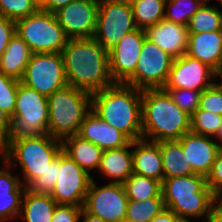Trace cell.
I'll return each instance as SVG.
<instances>
[{
	"label": "cell",
	"mask_w": 222,
	"mask_h": 222,
	"mask_svg": "<svg viewBox=\"0 0 222 222\" xmlns=\"http://www.w3.org/2000/svg\"><path fill=\"white\" fill-rule=\"evenodd\" d=\"M61 53L68 85L93 94L115 83L108 51L93 37L68 39Z\"/></svg>",
	"instance_id": "cell-1"
},
{
	"label": "cell",
	"mask_w": 222,
	"mask_h": 222,
	"mask_svg": "<svg viewBox=\"0 0 222 222\" xmlns=\"http://www.w3.org/2000/svg\"><path fill=\"white\" fill-rule=\"evenodd\" d=\"M142 90L114 83L92 94V111L131 141L142 139Z\"/></svg>",
	"instance_id": "cell-2"
},
{
	"label": "cell",
	"mask_w": 222,
	"mask_h": 222,
	"mask_svg": "<svg viewBox=\"0 0 222 222\" xmlns=\"http://www.w3.org/2000/svg\"><path fill=\"white\" fill-rule=\"evenodd\" d=\"M141 108L143 139L156 142L179 140L190 132L191 115L177 107L162 88L142 90Z\"/></svg>",
	"instance_id": "cell-3"
},
{
	"label": "cell",
	"mask_w": 222,
	"mask_h": 222,
	"mask_svg": "<svg viewBox=\"0 0 222 222\" xmlns=\"http://www.w3.org/2000/svg\"><path fill=\"white\" fill-rule=\"evenodd\" d=\"M161 194L165 208L179 218L205 216L207 222L217 198L206 185V177L200 174L162 180Z\"/></svg>",
	"instance_id": "cell-4"
},
{
	"label": "cell",
	"mask_w": 222,
	"mask_h": 222,
	"mask_svg": "<svg viewBox=\"0 0 222 222\" xmlns=\"http://www.w3.org/2000/svg\"><path fill=\"white\" fill-rule=\"evenodd\" d=\"M3 145L2 160L11 169L16 168L14 163H19L24 178L21 182L25 187L41 177L63 150L62 142L48 134L36 138L3 140Z\"/></svg>",
	"instance_id": "cell-5"
},
{
	"label": "cell",
	"mask_w": 222,
	"mask_h": 222,
	"mask_svg": "<svg viewBox=\"0 0 222 222\" xmlns=\"http://www.w3.org/2000/svg\"><path fill=\"white\" fill-rule=\"evenodd\" d=\"M47 134L63 142L77 135L85 116L92 110V94L67 85L48 97Z\"/></svg>",
	"instance_id": "cell-6"
},
{
	"label": "cell",
	"mask_w": 222,
	"mask_h": 222,
	"mask_svg": "<svg viewBox=\"0 0 222 222\" xmlns=\"http://www.w3.org/2000/svg\"><path fill=\"white\" fill-rule=\"evenodd\" d=\"M11 118V128L4 140L36 138L47 134L48 98L20 82Z\"/></svg>",
	"instance_id": "cell-7"
},
{
	"label": "cell",
	"mask_w": 222,
	"mask_h": 222,
	"mask_svg": "<svg viewBox=\"0 0 222 222\" xmlns=\"http://www.w3.org/2000/svg\"><path fill=\"white\" fill-rule=\"evenodd\" d=\"M15 33L32 53H61L68 41L54 13L38 9L15 21Z\"/></svg>",
	"instance_id": "cell-8"
},
{
	"label": "cell",
	"mask_w": 222,
	"mask_h": 222,
	"mask_svg": "<svg viewBox=\"0 0 222 222\" xmlns=\"http://www.w3.org/2000/svg\"><path fill=\"white\" fill-rule=\"evenodd\" d=\"M137 29L131 3L125 0H99L93 38L107 51L129 32Z\"/></svg>",
	"instance_id": "cell-9"
},
{
	"label": "cell",
	"mask_w": 222,
	"mask_h": 222,
	"mask_svg": "<svg viewBox=\"0 0 222 222\" xmlns=\"http://www.w3.org/2000/svg\"><path fill=\"white\" fill-rule=\"evenodd\" d=\"M20 82L47 98L67 86L62 53L32 54Z\"/></svg>",
	"instance_id": "cell-10"
},
{
	"label": "cell",
	"mask_w": 222,
	"mask_h": 222,
	"mask_svg": "<svg viewBox=\"0 0 222 222\" xmlns=\"http://www.w3.org/2000/svg\"><path fill=\"white\" fill-rule=\"evenodd\" d=\"M173 61L170 54L145 37L135 72L125 84L141 90L163 88Z\"/></svg>",
	"instance_id": "cell-11"
},
{
	"label": "cell",
	"mask_w": 222,
	"mask_h": 222,
	"mask_svg": "<svg viewBox=\"0 0 222 222\" xmlns=\"http://www.w3.org/2000/svg\"><path fill=\"white\" fill-rule=\"evenodd\" d=\"M92 180L93 177L62 150L57 182L50 196L57 204L83 207Z\"/></svg>",
	"instance_id": "cell-12"
},
{
	"label": "cell",
	"mask_w": 222,
	"mask_h": 222,
	"mask_svg": "<svg viewBox=\"0 0 222 222\" xmlns=\"http://www.w3.org/2000/svg\"><path fill=\"white\" fill-rule=\"evenodd\" d=\"M93 179L86 194L83 209L106 222H120L125 219L128 197L123 183L109 182L98 186Z\"/></svg>",
	"instance_id": "cell-13"
},
{
	"label": "cell",
	"mask_w": 222,
	"mask_h": 222,
	"mask_svg": "<svg viewBox=\"0 0 222 222\" xmlns=\"http://www.w3.org/2000/svg\"><path fill=\"white\" fill-rule=\"evenodd\" d=\"M99 0H74L54 14L68 39L90 38L96 31Z\"/></svg>",
	"instance_id": "cell-14"
},
{
	"label": "cell",
	"mask_w": 222,
	"mask_h": 222,
	"mask_svg": "<svg viewBox=\"0 0 222 222\" xmlns=\"http://www.w3.org/2000/svg\"><path fill=\"white\" fill-rule=\"evenodd\" d=\"M219 78L218 74L207 64L184 54L174 58L167 81L162 89H190L204 91Z\"/></svg>",
	"instance_id": "cell-15"
},
{
	"label": "cell",
	"mask_w": 222,
	"mask_h": 222,
	"mask_svg": "<svg viewBox=\"0 0 222 222\" xmlns=\"http://www.w3.org/2000/svg\"><path fill=\"white\" fill-rule=\"evenodd\" d=\"M145 37V31L137 28L108 51L110 75L115 83H125L134 74Z\"/></svg>",
	"instance_id": "cell-16"
},
{
	"label": "cell",
	"mask_w": 222,
	"mask_h": 222,
	"mask_svg": "<svg viewBox=\"0 0 222 222\" xmlns=\"http://www.w3.org/2000/svg\"><path fill=\"white\" fill-rule=\"evenodd\" d=\"M193 132H187L178 141L181 143L183 152L195 174L207 176L212 168L217 153L221 148L217 141Z\"/></svg>",
	"instance_id": "cell-17"
},
{
	"label": "cell",
	"mask_w": 222,
	"mask_h": 222,
	"mask_svg": "<svg viewBox=\"0 0 222 222\" xmlns=\"http://www.w3.org/2000/svg\"><path fill=\"white\" fill-rule=\"evenodd\" d=\"M144 31L147 39L173 58H179L187 53L189 32L186 25L163 19Z\"/></svg>",
	"instance_id": "cell-18"
},
{
	"label": "cell",
	"mask_w": 222,
	"mask_h": 222,
	"mask_svg": "<svg viewBox=\"0 0 222 222\" xmlns=\"http://www.w3.org/2000/svg\"><path fill=\"white\" fill-rule=\"evenodd\" d=\"M77 135L96 144L103 151L122 148L131 142L126 135L106 123L92 110L85 116Z\"/></svg>",
	"instance_id": "cell-19"
},
{
	"label": "cell",
	"mask_w": 222,
	"mask_h": 222,
	"mask_svg": "<svg viewBox=\"0 0 222 222\" xmlns=\"http://www.w3.org/2000/svg\"><path fill=\"white\" fill-rule=\"evenodd\" d=\"M222 31L189 34L186 55L207 64L221 77Z\"/></svg>",
	"instance_id": "cell-20"
},
{
	"label": "cell",
	"mask_w": 222,
	"mask_h": 222,
	"mask_svg": "<svg viewBox=\"0 0 222 222\" xmlns=\"http://www.w3.org/2000/svg\"><path fill=\"white\" fill-rule=\"evenodd\" d=\"M5 167L0 169V222L15 217L19 219L22 207V200L26 188L18 175L9 171L6 161ZM7 166V167H6Z\"/></svg>",
	"instance_id": "cell-21"
},
{
	"label": "cell",
	"mask_w": 222,
	"mask_h": 222,
	"mask_svg": "<svg viewBox=\"0 0 222 222\" xmlns=\"http://www.w3.org/2000/svg\"><path fill=\"white\" fill-rule=\"evenodd\" d=\"M133 173L164 180L163 161L158 142L146 139L132 141Z\"/></svg>",
	"instance_id": "cell-22"
},
{
	"label": "cell",
	"mask_w": 222,
	"mask_h": 222,
	"mask_svg": "<svg viewBox=\"0 0 222 222\" xmlns=\"http://www.w3.org/2000/svg\"><path fill=\"white\" fill-rule=\"evenodd\" d=\"M132 141L118 149L105 150L98 171L112 183H124L133 173Z\"/></svg>",
	"instance_id": "cell-23"
},
{
	"label": "cell",
	"mask_w": 222,
	"mask_h": 222,
	"mask_svg": "<svg viewBox=\"0 0 222 222\" xmlns=\"http://www.w3.org/2000/svg\"><path fill=\"white\" fill-rule=\"evenodd\" d=\"M62 145L63 151L87 173L99 169L104 151L96 144L74 135L66 138Z\"/></svg>",
	"instance_id": "cell-24"
},
{
	"label": "cell",
	"mask_w": 222,
	"mask_h": 222,
	"mask_svg": "<svg viewBox=\"0 0 222 222\" xmlns=\"http://www.w3.org/2000/svg\"><path fill=\"white\" fill-rule=\"evenodd\" d=\"M32 54L23 39L15 34L0 56V71L6 76L20 81Z\"/></svg>",
	"instance_id": "cell-25"
},
{
	"label": "cell",
	"mask_w": 222,
	"mask_h": 222,
	"mask_svg": "<svg viewBox=\"0 0 222 222\" xmlns=\"http://www.w3.org/2000/svg\"><path fill=\"white\" fill-rule=\"evenodd\" d=\"M163 161L164 179L194 175L178 140L158 142Z\"/></svg>",
	"instance_id": "cell-26"
},
{
	"label": "cell",
	"mask_w": 222,
	"mask_h": 222,
	"mask_svg": "<svg viewBox=\"0 0 222 222\" xmlns=\"http://www.w3.org/2000/svg\"><path fill=\"white\" fill-rule=\"evenodd\" d=\"M56 205L50 195L36 194L26 188L19 216L25 222H51Z\"/></svg>",
	"instance_id": "cell-27"
},
{
	"label": "cell",
	"mask_w": 222,
	"mask_h": 222,
	"mask_svg": "<svg viewBox=\"0 0 222 222\" xmlns=\"http://www.w3.org/2000/svg\"><path fill=\"white\" fill-rule=\"evenodd\" d=\"M123 185L129 201L162 197V182L151 177L132 173Z\"/></svg>",
	"instance_id": "cell-28"
},
{
	"label": "cell",
	"mask_w": 222,
	"mask_h": 222,
	"mask_svg": "<svg viewBox=\"0 0 222 222\" xmlns=\"http://www.w3.org/2000/svg\"><path fill=\"white\" fill-rule=\"evenodd\" d=\"M166 0H132L131 7L138 29L145 30L165 17Z\"/></svg>",
	"instance_id": "cell-29"
},
{
	"label": "cell",
	"mask_w": 222,
	"mask_h": 222,
	"mask_svg": "<svg viewBox=\"0 0 222 222\" xmlns=\"http://www.w3.org/2000/svg\"><path fill=\"white\" fill-rule=\"evenodd\" d=\"M189 34L222 31V11L217 6L203 4L187 25Z\"/></svg>",
	"instance_id": "cell-30"
},
{
	"label": "cell",
	"mask_w": 222,
	"mask_h": 222,
	"mask_svg": "<svg viewBox=\"0 0 222 222\" xmlns=\"http://www.w3.org/2000/svg\"><path fill=\"white\" fill-rule=\"evenodd\" d=\"M165 209L163 197L143 201H128L125 219L131 222H150Z\"/></svg>",
	"instance_id": "cell-31"
},
{
	"label": "cell",
	"mask_w": 222,
	"mask_h": 222,
	"mask_svg": "<svg viewBox=\"0 0 222 222\" xmlns=\"http://www.w3.org/2000/svg\"><path fill=\"white\" fill-rule=\"evenodd\" d=\"M202 5L197 0H166L165 6L168 9L165 8L164 19L187 26L190 18L197 13Z\"/></svg>",
	"instance_id": "cell-32"
},
{
	"label": "cell",
	"mask_w": 222,
	"mask_h": 222,
	"mask_svg": "<svg viewBox=\"0 0 222 222\" xmlns=\"http://www.w3.org/2000/svg\"><path fill=\"white\" fill-rule=\"evenodd\" d=\"M222 115L208 112L206 110L197 109L191 115L190 131L196 134L216 137L221 127Z\"/></svg>",
	"instance_id": "cell-33"
},
{
	"label": "cell",
	"mask_w": 222,
	"mask_h": 222,
	"mask_svg": "<svg viewBox=\"0 0 222 222\" xmlns=\"http://www.w3.org/2000/svg\"><path fill=\"white\" fill-rule=\"evenodd\" d=\"M38 9L34 0H0V16L13 21L30 16Z\"/></svg>",
	"instance_id": "cell-34"
},
{
	"label": "cell",
	"mask_w": 222,
	"mask_h": 222,
	"mask_svg": "<svg viewBox=\"0 0 222 222\" xmlns=\"http://www.w3.org/2000/svg\"><path fill=\"white\" fill-rule=\"evenodd\" d=\"M19 83V80L0 71V108L11 117L14 114Z\"/></svg>",
	"instance_id": "cell-35"
},
{
	"label": "cell",
	"mask_w": 222,
	"mask_h": 222,
	"mask_svg": "<svg viewBox=\"0 0 222 222\" xmlns=\"http://www.w3.org/2000/svg\"><path fill=\"white\" fill-rule=\"evenodd\" d=\"M163 90L167 91L177 107L189 115H192L199 108L202 92L182 88Z\"/></svg>",
	"instance_id": "cell-36"
},
{
	"label": "cell",
	"mask_w": 222,
	"mask_h": 222,
	"mask_svg": "<svg viewBox=\"0 0 222 222\" xmlns=\"http://www.w3.org/2000/svg\"><path fill=\"white\" fill-rule=\"evenodd\" d=\"M58 169H60V154L41 177L36 178L27 186V189L36 194L50 195L57 182Z\"/></svg>",
	"instance_id": "cell-37"
},
{
	"label": "cell",
	"mask_w": 222,
	"mask_h": 222,
	"mask_svg": "<svg viewBox=\"0 0 222 222\" xmlns=\"http://www.w3.org/2000/svg\"><path fill=\"white\" fill-rule=\"evenodd\" d=\"M222 115V83L215 82L202 91L199 108Z\"/></svg>",
	"instance_id": "cell-38"
},
{
	"label": "cell",
	"mask_w": 222,
	"mask_h": 222,
	"mask_svg": "<svg viewBox=\"0 0 222 222\" xmlns=\"http://www.w3.org/2000/svg\"><path fill=\"white\" fill-rule=\"evenodd\" d=\"M206 185L217 198L222 196V148L219 149L212 168L206 176Z\"/></svg>",
	"instance_id": "cell-39"
},
{
	"label": "cell",
	"mask_w": 222,
	"mask_h": 222,
	"mask_svg": "<svg viewBox=\"0 0 222 222\" xmlns=\"http://www.w3.org/2000/svg\"><path fill=\"white\" fill-rule=\"evenodd\" d=\"M83 207L57 204L51 222H79Z\"/></svg>",
	"instance_id": "cell-40"
},
{
	"label": "cell",
	"mask_w": 222,
	"mask_h": 222,
	"mask_svg": "<svg viewBox=\"0 0 222 222\" xmlns=\"http://www.w3.org/2000/svg\"><path fill=\"white\" fill-rule=\"evenodd\" d=\"M15 34V21L0 16V56Z\"/></svg>",
	"instance_id": "cell-41"
},
{
	"label": "cell",
	"mask_w": 222,
	"mask_h": 222,
	"mask_svg": "<svg viewBox=\"0 0 222 222\" xmlns=\"http://www.w3.org/2000/svg\"><path fill=\"white\" fill-rule=\"evenodd\" d=\"M11 116L0 108V137L4 140L11 128Z\"/></svg>",
	"instance_id": "cell-42"
},
{
	"label": "cell",
	"mask_w": 222,
	"mask_h": 222,
	"mask_svg": "<svg viewBox=\"0 0 222 222\" xmlns=\"http://www.w3.org/2000/svg\"><path fill=\"white\" fill-rule=\"evenodd\" d=\"M74 0H48L40 9L55 13Z\"/></svg>",
	"instance_id": "cell-43"
},
{
	"label": "cell",
	"mask_w": 222,
	"mask_h": 222,
	"mask_svg": "<svg viewBox=\"0 0 222 222\" xmlns=\"http://www.w3.org/2000/svg\"><path fill=\"white\" fill-rule=\"evenodd\" d=\"M179 217L170 209L165 208L157 216H155L150 222H176Z\"/></svg>",
	"instance_id": "cell-44"
},
{
	"label": "cell",
	"mask_w": 222,
	"mask_h": 222,
	"mask_svg": "<svg viewBox=\"0 0 222 222\" xmlns=\"http://www.w3.org/2000/svg\"><path fill=\"white\" fill-rule=\"evenodd\" d=\"M208 222H222V199H215Z\"/></svg>",
	"instance_id": "cell-45"
},
{
	"label": "cell",
	"mask_w": 222,
	"mask_h": 222,
	"mask_svg": "<svg viewBox=\"0 0 222 222\" xmlns=\"http://www.w3.org/2000/svg\"><path fill=\"white\" fill-rule=\"evenodd\" d=\"M82 221L79 222H106L105 220L101 219L100 217L93 216L87 213L84 209H82L81 215Z\"/></svg>",
	"instance_id": "cell-46"
},
{
	"label": "cell",
	"mask_w": 222,
	"mask_h": 222,
	"mask_svg": "<svg viewBox=\"0 0 222 222\" xmlns=\"http://www.w3.org/2000/svg\"><path fill=\"white\" fill-rule=\"evenodd\" d=\"M215 138H217V140L220 141V143H218V144L222 148V119H221V127H220L218 134Z\"/></svg>",
	"instance_id": "cell-47"
},
{
	"label": "cell",
	"mask_w": 222,
	"mask_h": 222,
	"mask_svg": "<svg viewBox=\"0 0 222 222\" xmlns=\"http://www.w3.org/2000/svg\"><path fill=\"white\" fill-rule=\"evenodd\" d=\"M48 0H34L35 4L41 8Z\"/></svg>",
	"instance_id": "cell-48"
},
{
	"label": "cell",
	"mask_w": 222,
	"mask_h": 222,
	"mask_svg": "<svg viewBox=\"0 0 222 222\" xmlns=\"http://www.w3.org/2000/svg\"><path fill=\"white\" fill-rule=\"evenodd\" d=\"M4 152L3 139L0 137V158H2Z\"/></svg>",
	"instance_id": "cell-49"
},
{
	"label": "cell",
	"mask_w": 222,
	"mask_h": 222,
	"mask_svg": "<svg viewBox=\"0 0 222 222\" xmlns=\"http://www.w3.org/2000/svg\"><path fill=\"white\" fill-rule=\"evenodd\" d=\"M176 222H190L189 218H178Z\"/></svg>",
	"instance_id": "cell-50"
},
{
	"label": "cell",
	"mask_w": 222,
	"mask_h": 222,
	"mask_svg": "<svg viewBox=\"0 0 222 222\" xmlns=\"http://www.w3.org/2000/svg\"><path fill=\"white\" fill-rule=\"evenodd\" d=\"M200 1L202 4H208L210 0H197Z\"/></svg>",
	"instance_id": "cell-51"
},
{
	"label": "cell",
	"mask_w": 222,
	"mask_h": 222,
	"mask_svg": "<svg viewBox=\"0 0 222 222\" xmlns=\"http://www.w3.org/2000/svg\"><path fill=\"white\" fill-rule=\"evenodd\" d=\"M221 77H222V48H221Z\"/></svg>",
	"instance_id": "cell-52"
},
{
	"label": "cell",
	"mask_w": 222,
	"mask_h": 222,
	"mask_svg": "<svg viewBox=\"0 0 222 222\" xmlns=\"http://www.w3.org/2000/svg\"><path fill=\"white\" fill-rule=\"evenodd\" d=\"M120 222H131V221H129V220H127V219H124V220H122V221H120Z\"/></svg>",
	"instance_id": "cell-53"
}]
</instances>
